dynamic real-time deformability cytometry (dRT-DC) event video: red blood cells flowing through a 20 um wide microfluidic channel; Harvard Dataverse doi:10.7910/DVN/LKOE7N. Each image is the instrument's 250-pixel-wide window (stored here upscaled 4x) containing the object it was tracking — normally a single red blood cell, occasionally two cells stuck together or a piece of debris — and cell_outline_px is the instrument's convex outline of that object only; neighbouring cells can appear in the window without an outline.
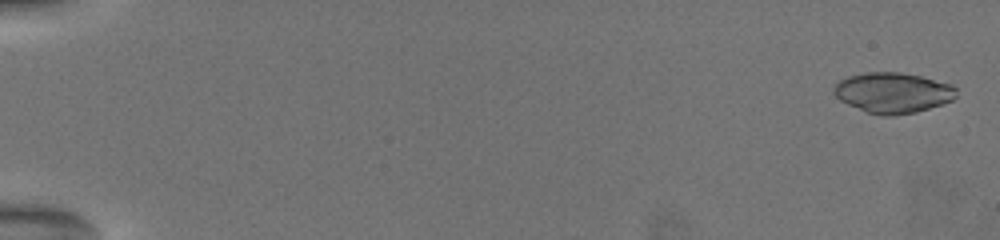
{"species": "common noctule bat (a hibernating species)", "species_latin": "Nyctalus noctula", "temperature_condition": "warm", "stored_images_in_passage": 49, "camera_frame_rate_fps": 3000, "um_per_image_px": 0.085, "animal": {"sex": "female", "body_mass_g": 19.5, "forearm_length_mm": 54.1}, "frame": {"image": 1, "passage_image": 2, "time_ms": 0.333, "image_size_px": [1000, 240], "cell_outline_px": [[956, 96], [952, 100], [916, 112], [892, 116], [884, 116], [868, 112], [848, 104], [840, 100], [832, 92], [832, 88], [840, 80], [848, 76], [868, 72], [900, 72], [920, 76], [948, 84], [956, 88]], "centroid_in_image_um": [75.86, 7.88], "position_along_channel_um": 9.1, "area_um2": 28.55}}
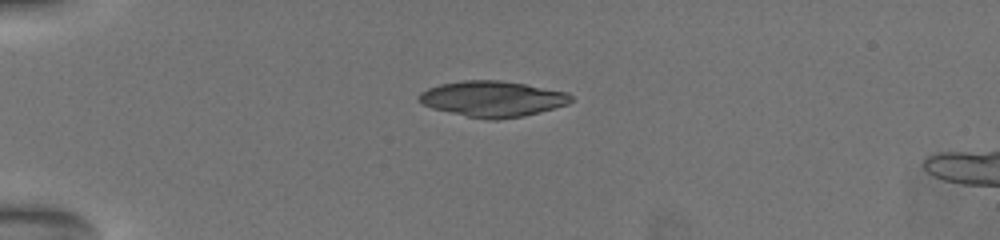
{"frame": {"image": 2, "passage_image": 13, "time_ms": 5.333, "image_size_px": [1000, 240], "cell_outline_px": [[572, 100], [568, 104], [540, 112], [524, 116], [496, 120], [488, 120], [468, 116], [432, 108], [424, 104], [416, 96], [420, 92], [428, 88], [440, 84], [464, 80], [500, 80], [524, 84], [568, 92], [572, 96]], "centroid_in_image_um": [41.88, 8.4], "position_along_channel_um": 43.1, "area_um2": 31.56}}
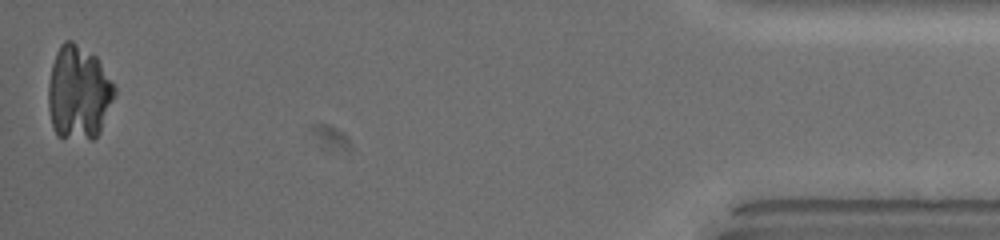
{"frame": {"image": 3, "passage_image": 49, "time_ms": 19.0, "image_size_px": [1000, 240], "cell_outline_px": [[116, 92], [100, 132], [92, 140], [56, 136], [52, 124], [48, 108], [48, 84], [52, 64], [56, 52], [60, 44], [64, 40], [72, 40], [96, 56], [116, 88]], "centroid_in_image_um": [6.67, 7.87], "position_along_channel_um": 428.5, "area_um2": 36.36}}